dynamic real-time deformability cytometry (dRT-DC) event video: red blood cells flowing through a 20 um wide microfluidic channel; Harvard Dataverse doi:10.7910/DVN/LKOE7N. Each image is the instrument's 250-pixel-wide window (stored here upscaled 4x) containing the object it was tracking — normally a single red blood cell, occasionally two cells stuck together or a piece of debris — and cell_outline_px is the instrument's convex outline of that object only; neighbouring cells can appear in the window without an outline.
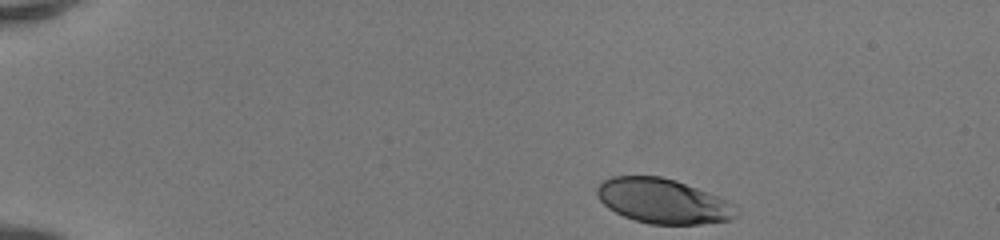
{"species": "human", "species_latin": "Homo sapiens", "temperature_condition": "room temperature", "stored_images_in_passage": 42, "camera_frame_rate_fps": 3000, "um_per_image_px": 0.085, "donor": {"sex": "female"}, "frame": {"image": 1, "passage_image": 1, "time_ms": 0.0, "image_size_px": [1000, 240], "cell_outline_px": [[740, 216], [732, 220], [700, 224], [652, 224], [636, 220], [624, 216], [608, 208], [596, 196], [596, 188], [604, 180], [612, 176], [660, 176], [676, 180], [728, 200], [736, 204], [740, 208]], "centroid_in_image_um": [56.43, 17.1], "position_along_channel_um": 28.6, "area_um2": 36.65}}
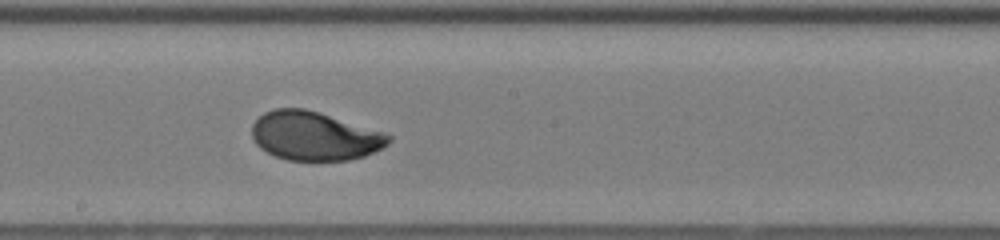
{"frame": {"image": 2, "passage_image": 22, "time_ms": 7.0, "image_size_px": [1000, 240], "cell_outline_px": [[392, 140], [388, 144], [364, 156], [348, 160], [288, 160], [276, 156], [260, 148], [256, 144], [252, 136], [252, 124], [264, 112], [276, 108], [304, 108], [384, 132], [392, 136]], "centroid_in_image_um": [26.72, 11.56], "position_along_channel_um": 221.5, "area_um2": 38.55}}
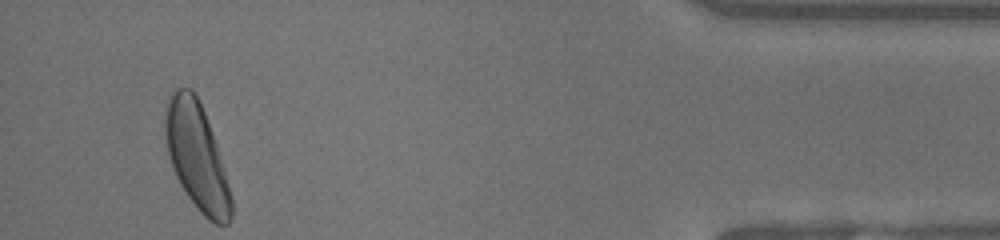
{"frame": {"image": 3, "passage_image": 40, "time_ms": 13.0, "image_size_px": [1000, 240], "cell_outline_px": [[232, 216], [228, 224], [216, 224], [208, 220], [196, 208], [180, 184], [172, 168], [168, 156], [164, 132], [164, 120], [168, 100], [172, 92], [176, 88], [192, 88], [204, 112], [228, 184], [232, 200]], "centroid_in_image_um": [16.69, 13.32], "position_along_channel_um": 418.5, "area_um2": 40.23}, "authors_computed_cell_mechanics": {"area_um2": 38.6971, "velocity_mm_per_s": 4.1844, "shape_relaxation_time_tau1_ms": 2.6137, "shape_relaxation_time_tau2_ms": null, "deformation_change_tau1": 0.1605, "deformation_change_tau2": null}}